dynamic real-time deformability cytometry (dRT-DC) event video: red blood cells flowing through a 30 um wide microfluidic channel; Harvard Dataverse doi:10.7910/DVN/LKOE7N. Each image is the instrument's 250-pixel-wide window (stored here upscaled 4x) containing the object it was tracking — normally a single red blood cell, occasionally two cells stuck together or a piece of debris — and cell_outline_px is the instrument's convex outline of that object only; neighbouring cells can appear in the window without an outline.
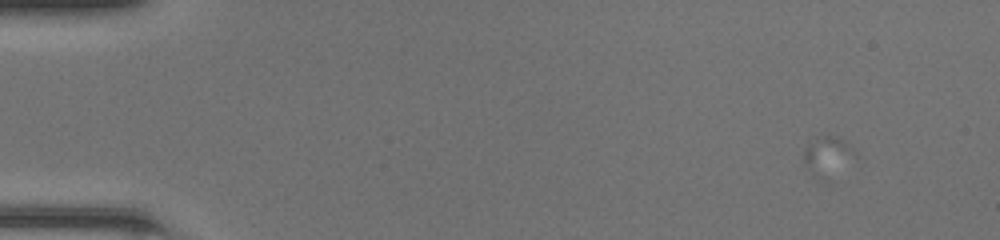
{"species": "common noctule bat (a hibernating species)", "species_latin": "Nyctalus noctula", "temperature_condition": "room temperature", "stored_images_in_passage": 2, "camera_frame_rate_fps": 3000, "um_per_image_px": 0.085, "animal": {"sex": "female", "body_mass_g": 20.0, "forearm_length_mm": 54.0}, "frame": {"image": 1, "passage_image": 1, "time_ms": 0.0, "image_size_px": [1000, 240], "cell_outline_px": [[860, 156], [828, 184], [812, 176], [804, 160], [804, 148], [816, 136], [840, 136]], "centroid_in_image_um": [70.42, 13.36], "position_along_channel_um": 14.6, "area_um2": 12.83}}